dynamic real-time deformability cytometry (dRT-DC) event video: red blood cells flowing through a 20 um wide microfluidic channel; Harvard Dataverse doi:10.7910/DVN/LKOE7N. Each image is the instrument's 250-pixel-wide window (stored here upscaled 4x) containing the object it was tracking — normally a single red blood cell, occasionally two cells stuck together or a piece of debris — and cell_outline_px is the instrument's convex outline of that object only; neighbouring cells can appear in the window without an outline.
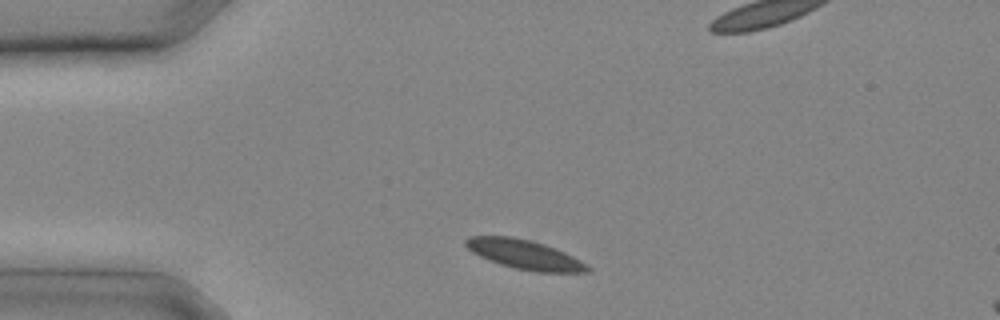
{"species": "common noctule bat (a hibernating species)", "species_latin": "Nyctalus noctula", "temperature_condition": "cold", "stored_images_in_passage": 21, "camera_frame_rate_fps": 3000, "um_per_image_px": 0.085, "animal": {"sex": "male", "body_mass_g": 20.4}, "frame": {"image": 1, "passage_image": 1, "time_ms": 0.0, "image_size_px": [1000, 320], "cell_outline_px": [[592, 268], [588, 272], [536, 272], [516, 268], [500, 264], [488, 260], [472, 252], [464, 244], [464, 240], [468, 236], [512, 236], [532, 240], [556, 248], [588, 264]], "centroid_in_image_um": [44.59, 21.62], "position_along_channel_um": 40.4, "area_um2": 20.92}}
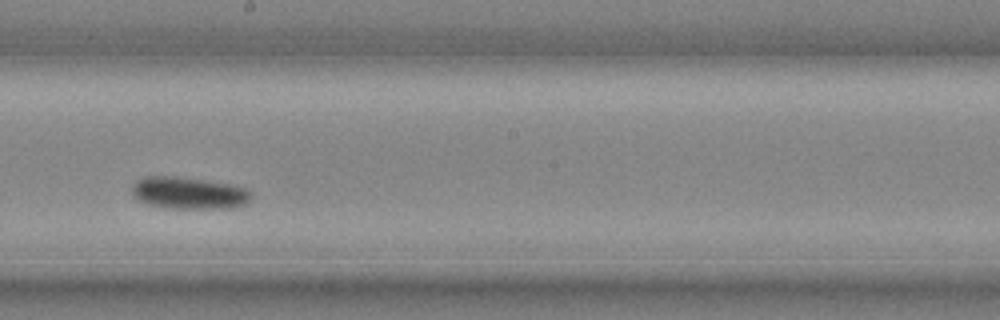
{"frame": {"image": 2, "passage_image": 10, "time_ms": 3.0, "image_size_px": [1000, 320], "cell_outline_px": [[252, 200], [248, 204], [232, 208], [168, 208], [148, 204], [132, 196], [132, 184], [136, 180], [144, 176], [176, 176], [232, 184], [248, 188], [252, 192]], "centroid_in_image_um": [16.1, 16.4], "position_along_channel_um": 232.1, "area_um2": 22.66}}
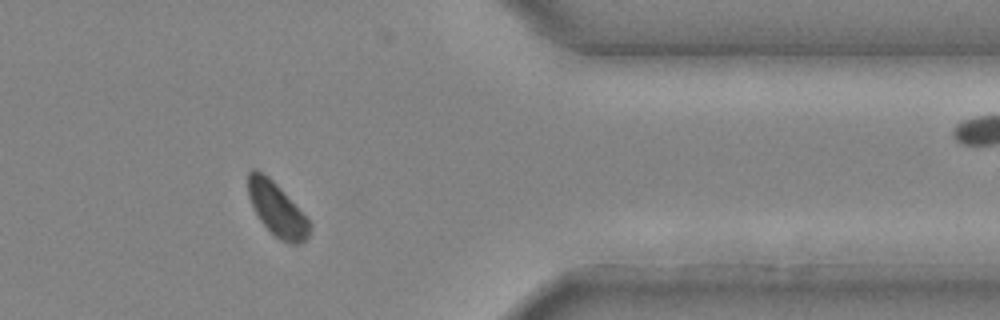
{"frame": {"image": 3, "passage_image": 17, "time_ms": 5.333, "image_size_px": [1000, 320], "cell_outline_px": [[312, 228], [308, 236], [300, 244], [292, 244], [280, 240], [260, 220], [248, 196], [248, 172], [252, 168], [256, 168], [268, 176], [280, 188], [312, 224]], "centroid_in_image_um": [23.54, 17.78], "position_along_channel_um": 387.9, "area_um2": 18.84}}